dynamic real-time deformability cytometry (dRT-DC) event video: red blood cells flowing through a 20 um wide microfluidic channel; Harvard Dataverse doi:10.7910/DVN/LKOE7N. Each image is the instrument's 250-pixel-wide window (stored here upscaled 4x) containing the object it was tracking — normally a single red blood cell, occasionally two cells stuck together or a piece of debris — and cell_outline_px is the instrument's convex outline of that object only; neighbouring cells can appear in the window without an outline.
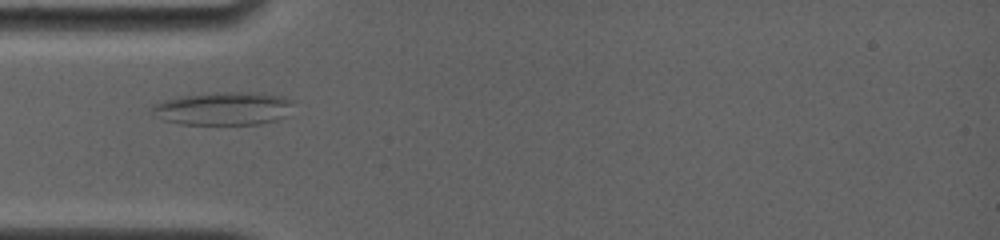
{"species": "common noctule bat (a hibernating species)", "species_latin": "Nyctalus noctula", "temperature_condition": "room temperature", "stored_images_in_passage": 15, "camera_frame_rate_fps": 4000, "um_per_image_px": 0.085, "animal": {"sex": "female", "body_mass_g": 19.0, "forearm_length_mm": 56.7}, "frame": {"image": 1, "passage_image": 3, "time_ms": 1.25, "image_size_px": [1000, 240], "cell_outline_px": [[292, 104], [284, 116], [276, 120], [260, 124], [180, 124], [164, 120], [148, 112], [152, 104], [164, 100], [180, 96], [220, 92], [248, 92], [280, 96], [292, 100]], "centroid_in_image_um": [18.9, 9.23], "position_along_channel_um": 66.1, "area_um2": 27.17}}
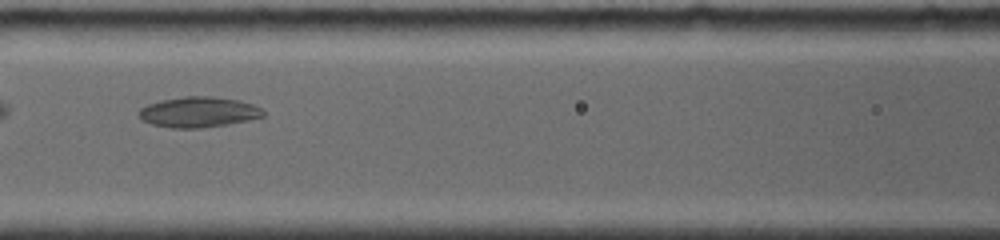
{"frame": {"image": 2, "passage_image": 7, "time_ms": 3.5, "image_size_px": [1000, 240], "cell_outline_px": [[264, 116], [248, 120], [228, 124], [200, 128], [172, 128], [152, 124], [140, 120], [136, 112], [140, 108], [148, 104], [160, 100], [184, 96], [212, 96], [240, 100], [252, 104], [260, 108], [264, 112]], "centroid_in_image_um": [16.82, 9.52], "position_along_channel_um": 149.8, "area_um2": 22.25}}
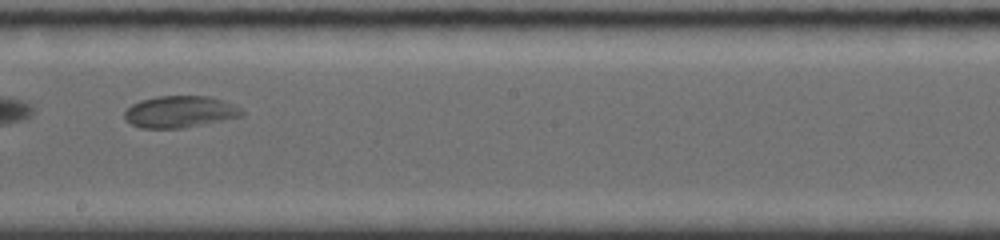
{"frame": {"image": 3, "passage_image": 11, "time_ms": 5.75, "image_size_px": [1000, 240], "cell_outline_px": [[244, 116], [184, 128], [140, 128], [132, 124], [124, 116], [124, 112], [132, 104], [140, 100], [156, 96], [208, 96], [232, 104], [240, 108], [244, 112]], "centroid_in_image_um": [15.29, 9.5], "position_along_channel_um": 232.9, "area_um2": 21.62}}